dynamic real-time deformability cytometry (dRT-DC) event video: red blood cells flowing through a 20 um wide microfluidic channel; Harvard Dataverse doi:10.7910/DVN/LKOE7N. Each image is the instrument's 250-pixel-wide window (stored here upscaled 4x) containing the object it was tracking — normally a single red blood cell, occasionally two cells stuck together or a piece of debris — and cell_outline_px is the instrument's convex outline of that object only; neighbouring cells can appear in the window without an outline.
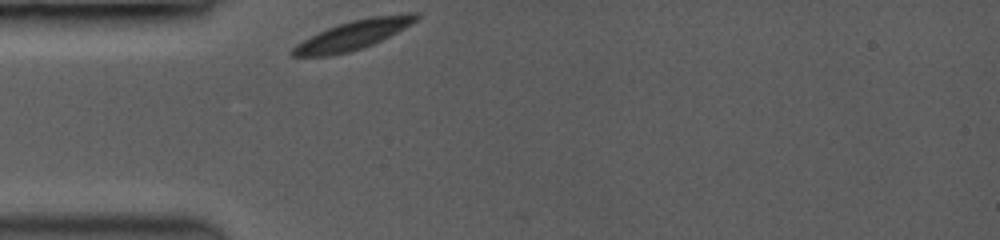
{"species": "common noctule bat (a hibernating species)", "species_latin": "Nyctalus noctula", "temperature_condition": "room temperature", "stored_images_in_passage": 34, "camera_frame_rate_fps": 3500, "um_per_image_px": 0.085, "animal": {"sex": "female", "body_mass_g": 19.0, "forearm_length_mm": 53.3}, "frame": {"image": 1, "passage_image": 1, "time_ms": 0.0, "image_size_px": [1000, 240], "cell_outline_px": [[420, 16], [412, 24], [372, 44], [348, 52], [332, 56], [292, 56], [288, 52], [296, 44], [336, 24], [352, 20], [372, 16], [408, 12], [420, 12]], "centroid_in_image_um": [30.03, 2.96], "position_along_channel_um": 55.0, "area_um2": 20.87}}
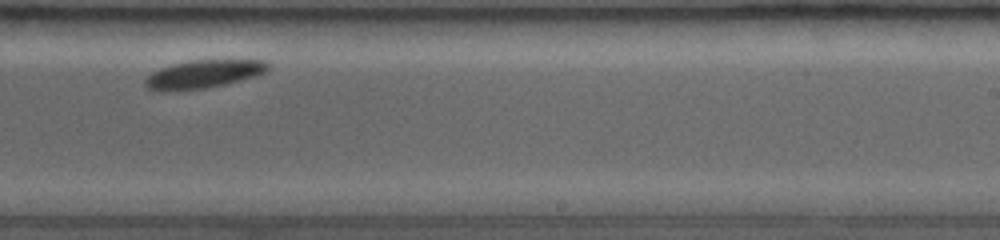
{"frame": {"image": 2, "passage_image": 22, "time_ms": 6.0, "image_size_px": [1000, 240], "cell_outline_px": [[268, 68], [264, 72], [252, 76], [224, 84], [204, 88], [164, 92], [160, 92], [148, 88], [144, 84], [144, 80], [152, 72], [160, 68], [172, 64], [192, 60], [268, 60]], "centroid_in_image_um": [17.22, 6.3], "position_along_channel_um": 271.8, "area_um2": 19.94}}
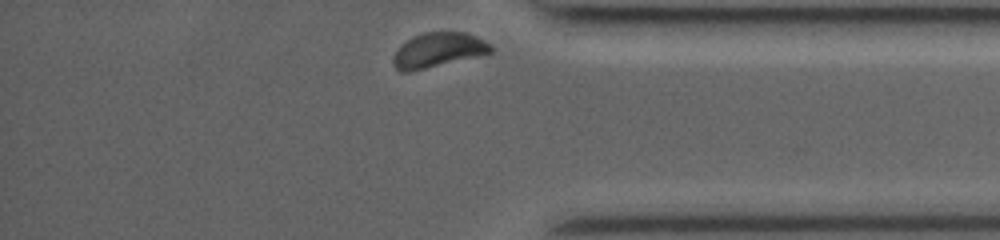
{"frame": {"image": 3, "passage_image": 34, "time_ms": 9.429, "image_size_px": [1000, 240], "cell_outline_px": [[492, 52], [408, 72], [400, 72], [396, 68], [392, 60], [392, 56], [408, 40], [424, 32], [464, 32], [476, 36], [484, 40], [492, 48]], "centroid_in_image_um": [37.23, 4.25], "position_along_channel_um": 398.0, "area_um2": 19.02}, "authors_computed_cell_mechanics": {"area_um2": 20.3167, "velocity_mm_per_s": 3.7148, "shape_relaxation_time_tau1_ms": 1.6721, "shape_relaxation_time_tau2_ms": null, "deformation_change_tau1": 0.0964, "deformation_change_tau2": null}}